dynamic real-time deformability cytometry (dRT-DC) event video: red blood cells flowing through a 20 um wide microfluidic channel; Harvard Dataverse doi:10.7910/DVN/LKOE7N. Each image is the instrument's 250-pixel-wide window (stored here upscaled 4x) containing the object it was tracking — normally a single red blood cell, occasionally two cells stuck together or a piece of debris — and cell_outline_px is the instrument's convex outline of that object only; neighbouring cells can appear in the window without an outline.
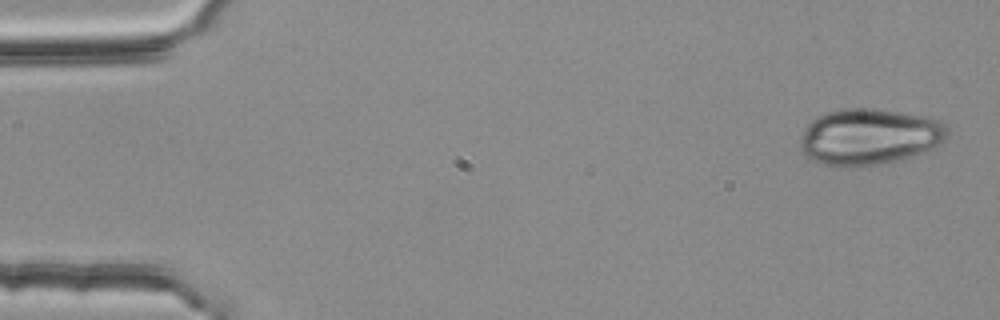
{"species": "common noctule bat (a hibernating species)", "species_latin": "Nyctalus noctula", "temperature_condition": "room temperature", "stored_images_in_passage": 3, "camera_frame_rate_fps": 3000, "um_per_image_px": 0.085, "animal": {"sex": "female", "body_mass_g": 25.1}, "frame": {"image": 1, "passage_image": 1, "time_ms": 0.0, "image_size_px": [1000, 320], "cell_outline_px": [[948, 136], [940, 144], [912, 156], [876, 164], [824, 164], [812, 160], [804, 156], [800, 148], [800, 140], [804, 128], [816, 116], [824, 112], [844, 108], [872, 108], [924, 116], [940, 120], [948, 128]], "centroid_in_image_um": [73.87, 11.57], "position_along_channel_um": 11.1, "area_um2": 47.57}}